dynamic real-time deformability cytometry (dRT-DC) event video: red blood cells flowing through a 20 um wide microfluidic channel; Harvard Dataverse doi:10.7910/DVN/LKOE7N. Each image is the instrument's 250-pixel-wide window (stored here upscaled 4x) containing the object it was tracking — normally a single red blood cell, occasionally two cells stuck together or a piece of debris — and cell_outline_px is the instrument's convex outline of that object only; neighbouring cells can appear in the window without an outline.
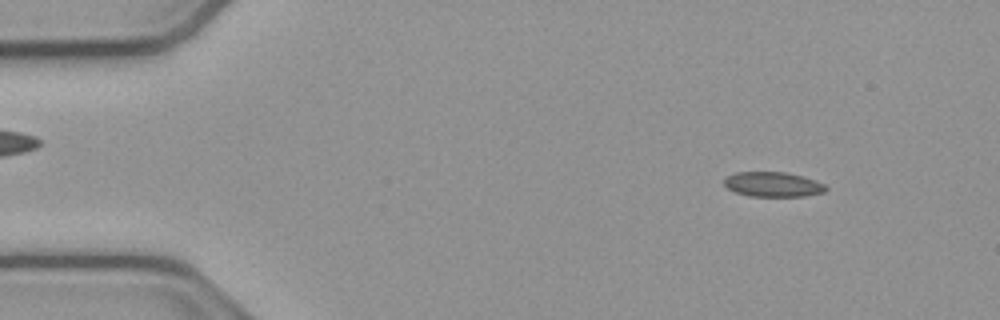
{"species": "common noctule bat (a hibernating species)", "species_latin": "Nyctalus noctula", "temperature_condition": "cold", "stored_images_in_passage": 33, "camera_frame_rate_fps": 3000, "um_per_image_px": 0.085, "animal": {"sex": "male", "body_mass_g": 23.1, "forearm_length_mm": 52.7}, "frame": {"image": 1, "passage_image": 2, "time_ms": 0.333, "image_size_px": [1000, 320], "cell_outline_px": [[828, 188], [824, 192], [804, 196], [748, 196], [736, 192], [728, 188], [724, 184], [724, 176], [736, 172], [784, 172], [816, 180], [824, 184]], "centroid_in_image_um": [65.68, 15.67], "position_along_channel_um": 19.3, "area_um2": 14.68}}
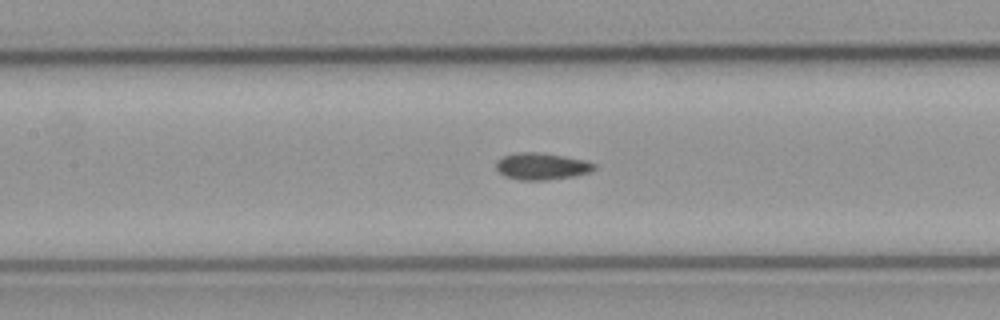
{"frame": {"image": 2, "passage_image": 20, "time_ms": 6.333, "image_size_px": [1000, 320], "cell_outline_px": [[596, 168], [588, 172], [572, 176], [544, 180], [524, 180], [504, 176], [496, 168], [496, 160], [504, 156], [516, 152], [536, 152], [564, 156], [584, 160], [596, 164]], "centroid_in_image_um": [46.01, 14.12], "position_along_channel_um": 161.4, "area_um2": 15.14}}
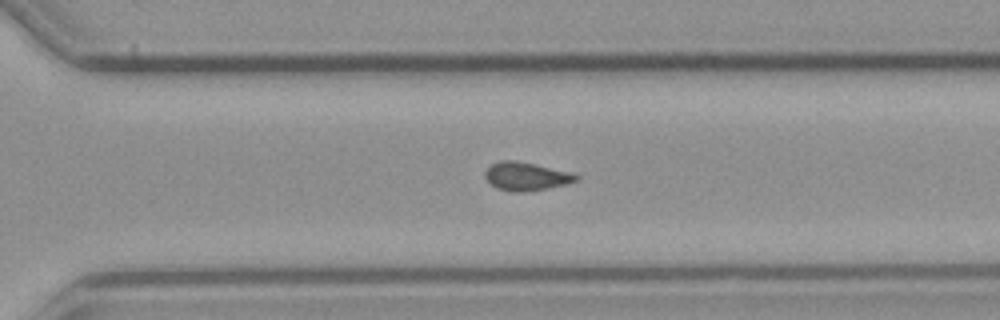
{"frame": {"image": 3, "passage_image": 33, "time_ms": 10.667, "image_size_px": [1000, 320], "cell_outline_px": [[580, 176], [576, 180], [568, 184], [548, 188], [524, 192], [512, 192], [496, 188], [484, 176], [484, 172], [492, 164], [500, 160], [516, 160], [536, 164], [572, 172]], "centroid_in_image_um": [44.74, 14.98], "position_along_channel_um": 325.9, "area_um2": 15.14}}